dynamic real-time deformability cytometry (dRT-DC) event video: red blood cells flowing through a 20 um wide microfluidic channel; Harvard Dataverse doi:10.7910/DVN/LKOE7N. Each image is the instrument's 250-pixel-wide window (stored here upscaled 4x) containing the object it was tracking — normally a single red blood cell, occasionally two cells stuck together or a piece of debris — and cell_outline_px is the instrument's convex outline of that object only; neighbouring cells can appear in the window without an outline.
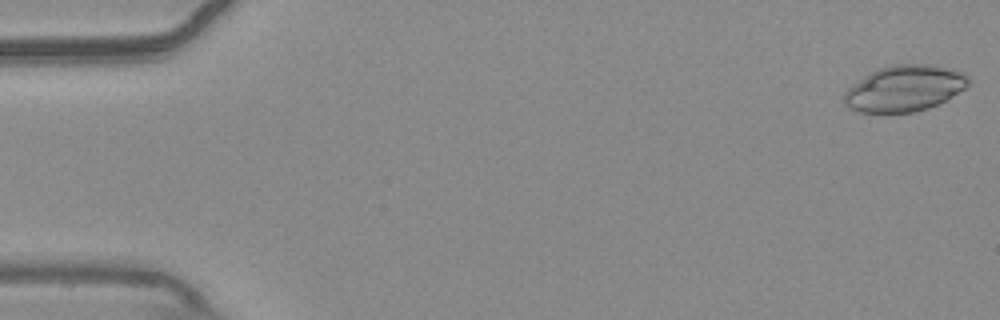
{"species": "common noctule bat (a hibernating species)", "species_latin": "Nyctalus noctula", "temperature_condition": "warm", "stored_images_in_passage": 54, "camera_frame_rate_fps": 3000, "um_per_image_px": 0.085, "animal": {"sex": "male", "body_mass_g": 20.4}, "frame": {"image": 1, "passage_image": 1, "time_ms": 0.0, "image_size_px": [1000, 320], "cell_outline_px": [[972, 80], [964, 88], [940, 104], [928, 108], [912, 112], [860, 112], [848, 108], [844, 104], [844, 92], [852, 84], [864, 76], [880, 68], [892, 64], [928, 64], [952, 68], [964, 72]], "centroid_in_image_um": [76.9, 7.5], "position_along_channel_um": 8.1, "area_um2": 33.47}}
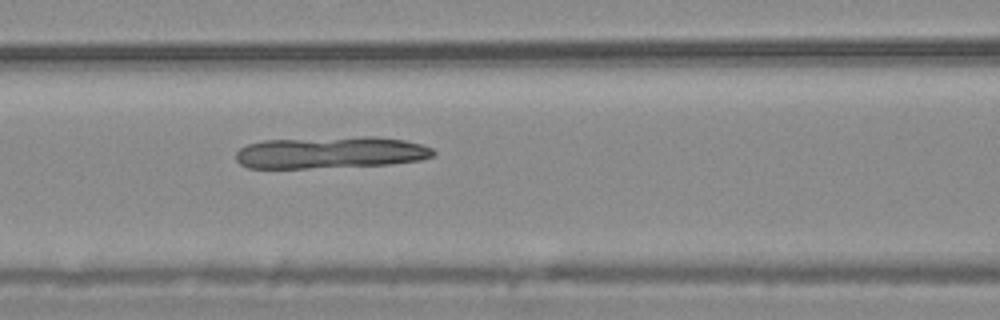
{"frame": {"image": 2, "passage_image": 23, "time_ms": 7.333, "image_size_px": [1000, 320], "cell_outline_px": [[436, 152], [432, 156], [420, 160], [388, 164], [308, 168], [248, 168], [240, 164], [236, 160], [236, 152], [240, 148], [248, 144], [264, 140], [360, 136], [372, 136], [404, 140], [420, 144], [432, 148]], "centroid_in_image_um": [28.07, 12.96], "position_along_channel_um": 138.5, "area_um2": 36.65}}
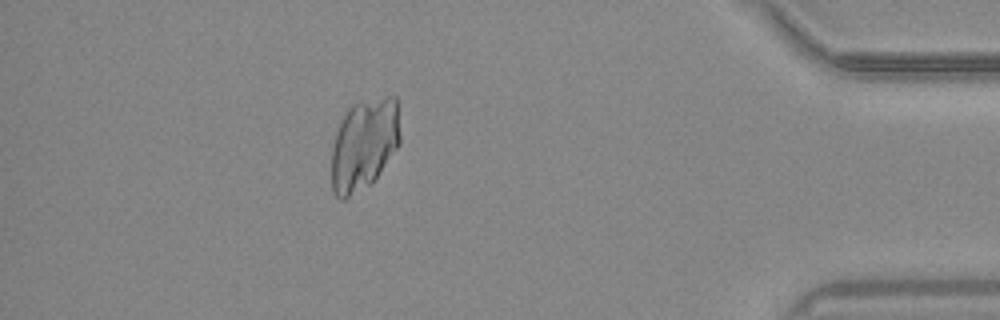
{"frame": {"image": 3, "passage_image": 48, "time_ms": 15.667, "image_size_px": [1000, 320], "cell_outline_px": [[400, 144], [372, 184], [344, 200], [340, 200], [336, 196], [332, 188], [332, 148], [336, 132], [344, 112], [352, 104], [360, 100], [384, 96], [396, 96], [400, 136]], "centroid_in_image_um": [30.94, 12.26], "position_along_channel_um": 404.3, "area_um2": 37.17}}